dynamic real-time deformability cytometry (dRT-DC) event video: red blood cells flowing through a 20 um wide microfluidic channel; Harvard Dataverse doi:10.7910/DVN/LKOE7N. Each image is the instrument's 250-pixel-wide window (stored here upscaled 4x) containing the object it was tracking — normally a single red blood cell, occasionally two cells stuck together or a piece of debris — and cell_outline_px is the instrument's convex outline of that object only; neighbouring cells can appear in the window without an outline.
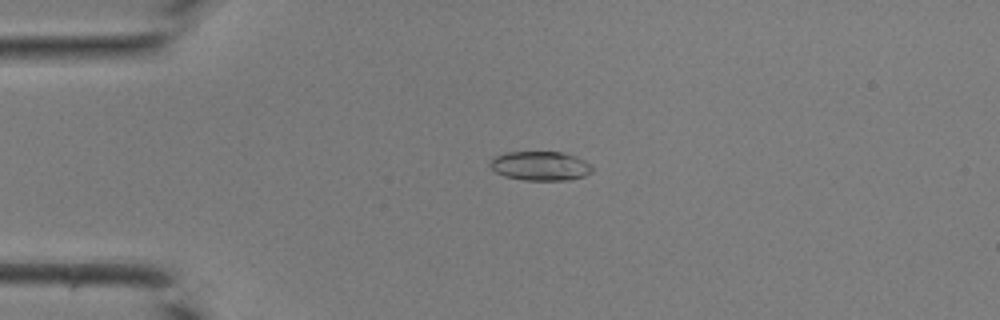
{"species": "common noctule bat (a hibernating species)", "species_latin": "Nyctalus noctula", "temperature_condition": "room temperature", "stored_images_in_passage": 34, "camera_frame_rate_fps": 3000, "um_per_image_px": 0.085, "animal": {"sex": "male", "body_mass_g": 19.0, "forearm_length_mm": 50.8}, "frame": {"image": 1, "passage_image": 2, "time_ms": 0.333, "image_size_px": [1000, 320], "cell_outline_px": [[596, 168], [592, 172], [584, 176], [572, 180], [524, 180], [504, 176], [496, 172], [488, 164], [496, 156], [504, 152], [560, 152], [576, 156], [592, 164]], "centroid_in_image_um": [45.98, 14.11], "position_along_channel_um": 39.0, "area_um2": 17.57}}
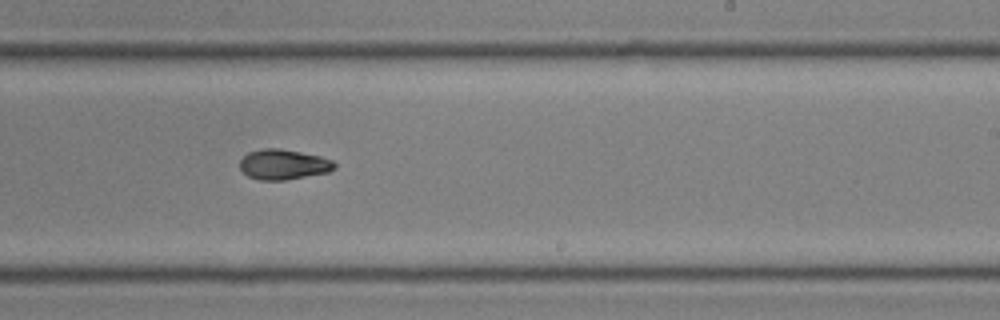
{"frame": {"image": 2, "passage_image": 18, "time_ms": 5.667, "image_size_px": [1000, 320], "cell_outline_px": [[336, 168], [328, 172], [284, 180], [260, 180], [248, 176], [240, 168], [240, 160], [248, 152], [260, 148], [280, 148], [320, 156], [332, 160], [336, 164]], "centroid_in_image_um": [24.08, 13.97], "position_along_channel_um": 264.9, "area_um2": 16.65}}
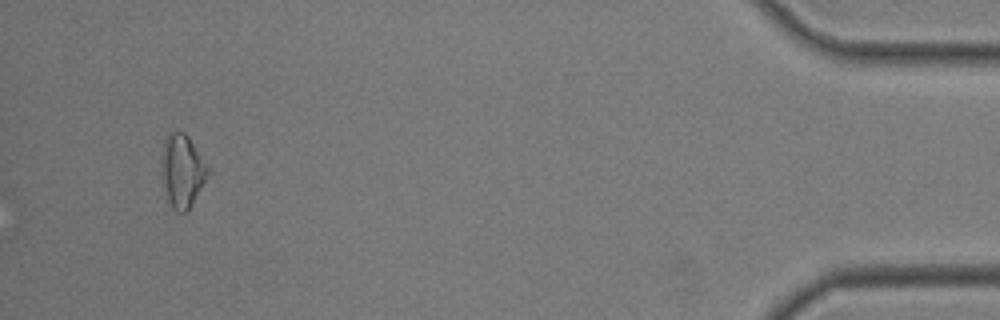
{"frame": {"image": 3, "passage_image": 32, "time_ms": 10.333, "image_size_px": [1000, 320], "cell_outline_px": [[208, 176], [188, 208], [184, 212], [176, 212], [172, 208], [168, 200], [164, 184], [160, 160], [160, 156], [168, 132], [184, 132], [188, 136], [208, 168]], "centroid_in_image_um": [15.45, 14.5], "position_along_channel_um": 419.7, "area_um2": 19.13}}